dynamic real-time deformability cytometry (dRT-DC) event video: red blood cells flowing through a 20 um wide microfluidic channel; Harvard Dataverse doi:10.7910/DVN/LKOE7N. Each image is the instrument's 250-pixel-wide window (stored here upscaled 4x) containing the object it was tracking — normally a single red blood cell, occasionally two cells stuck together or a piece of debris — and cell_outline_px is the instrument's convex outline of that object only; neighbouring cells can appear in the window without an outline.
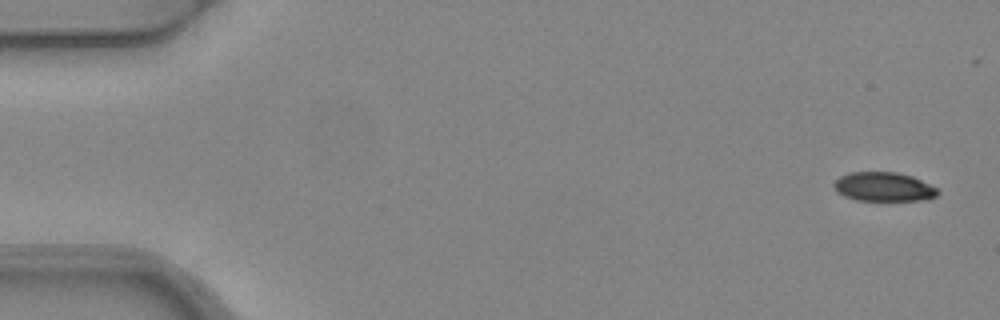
{"species": "common noctule bat (a hibernating species)", "species_latin": "Nyctalus noctula", "temperature_condition": "warm", "stored_images_in_passage": 6, "segment_of_instrument_passage": [1, 2], "camera_frame_rate_fps": 3000, "um_per_image_px": 0.085, "animal": {"sex": "female", "body_mass_g": 24.6, "forearm_length_mm": 56.2}, "frame": {"image": 1, "passage_image": 1, "time_ms": 0.0, "image_size_px": [1000, 320], "cell_outline_px": [[940, 192], [936, 196], [920, 200], [856, 200], [844, 196], [836, 192], [832, 184], [840, 176], [848, 172], [896, 172], [912, 176], [936, 188]], "centroid_in_image_um": [75.06, 15.87], "position_along_channel_um": 9.9, "area_um2": 17.51}}
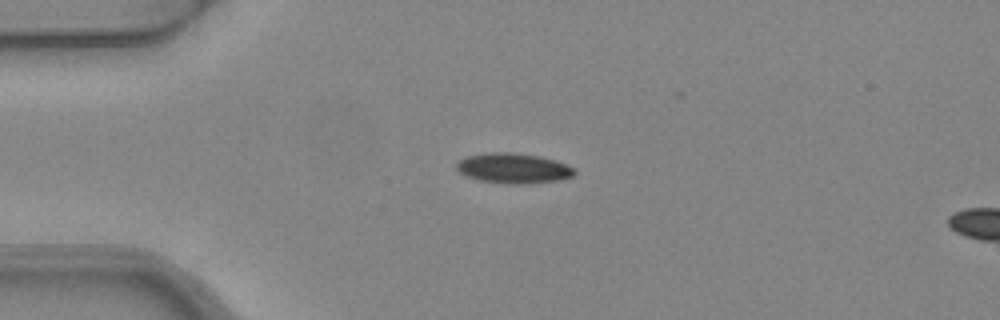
{"frame": {"image": 2, "passage_image": 4, "time_ms": 1.0, "image_size_px": [1000, 320], "cell_outline_px": [[576, 172], [572, 176], [556, 180], [528, 184], [504, 184], [480, 180], [468, 176], [460, 172], [456, 168], [456, 164], [460, 160], [468, 156], [492, 152], [512, 152], [540, 156], [556, 160], [572, 168]], "centroid_in_image_um": [43.63, 14.3], "position_along_channel_um": 41.4, "area_um2": 20.52}}